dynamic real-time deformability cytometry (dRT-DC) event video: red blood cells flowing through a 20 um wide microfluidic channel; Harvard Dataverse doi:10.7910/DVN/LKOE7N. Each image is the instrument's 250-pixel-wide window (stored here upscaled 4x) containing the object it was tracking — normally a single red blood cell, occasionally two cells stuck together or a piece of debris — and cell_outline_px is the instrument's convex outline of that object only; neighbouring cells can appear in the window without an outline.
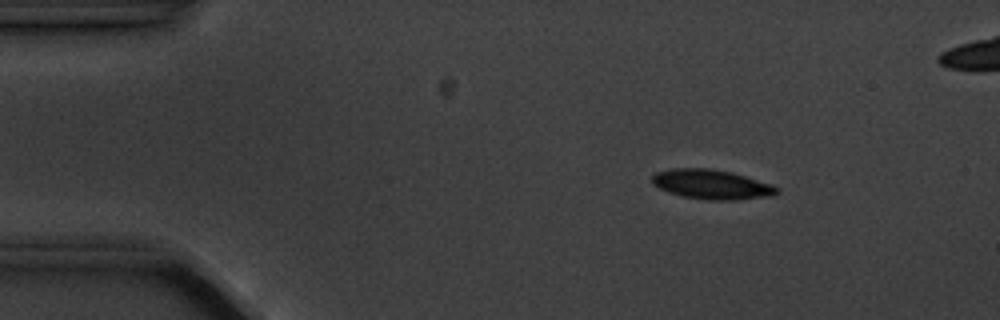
{"species": "common noctule bat (a hibernating species)", "species_latin": "Nyctalus noctula", "temperature_condition": "cold", "stored_images_in_passage": 5, "camera_frame_rate_fps": 3000, "um_per_image_px": 0.085, "animal": {"sex": "male", "body_mass_g": 20.1, "forearm_length_mm": 53.5}, "frame": {"image": 1, "passage_image": 2, "time_ms": 1.0, "image_size_px": [1000, 320], "cell_outline_px": [[776, 192], [772, 196], [736, 200], [708, 200], [684, 196], [668, 192], [652, 184], [652, 176], [656, 172], [672, 168], [708, 168], [732, 172], [768, 184], [776, 188]], "centroid_in_image_um": [60.42, 15.67], "position_along_channel_um": 24.6, "area_um2": 21.15}}